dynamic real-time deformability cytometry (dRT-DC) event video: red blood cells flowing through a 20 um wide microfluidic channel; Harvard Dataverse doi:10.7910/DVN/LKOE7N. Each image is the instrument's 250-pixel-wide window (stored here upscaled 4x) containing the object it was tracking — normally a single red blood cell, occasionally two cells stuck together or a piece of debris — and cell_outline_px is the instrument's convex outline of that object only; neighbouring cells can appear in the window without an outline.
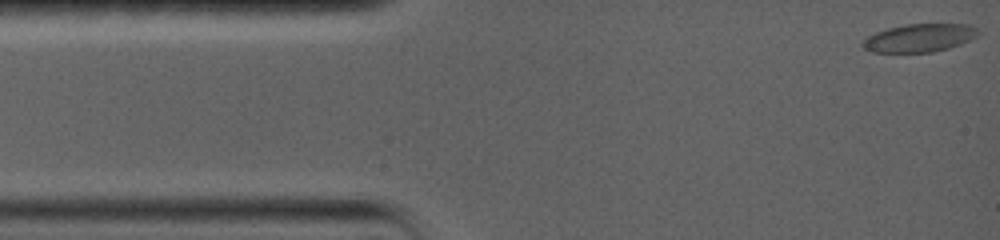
{"species": "common noctule bat (a hibernating species)", "species_latin": "Nyctalus noctula", "temperature_condition": "warm", "stored_images_in_passage": 41, "camera_frame_rate_fps": 5000, "um_per_image_px": 0.085, "animal": {"sex": "female", "body_mass_g": 19.0, "forearm_length_mm": 56.7}, "frame": {"image": 1, "passage_image": 1, "time_ms": 0.0, "image_size_px": [1000, 240], "cell_outline_px": [[980, 32], [976, 36], [960, 44], [948, 48], [932, 52], [872, 52], [864, 48], [860, 44], [868, 36], [876, 32], [888, 28], [904, 24], [972, 24]], "centroid_in_image_um": [78.15, 3.21], "position_along_channel_um": 6.9, "area_um2": 18.84}}
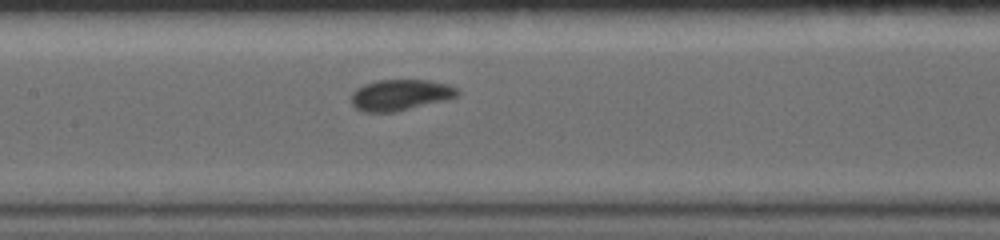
{"frame": {"image": 2, "passage_image": 19, "time_ms": 6.8, "image_size_px": [1000, 240], "cell_outline_px": [[460, 96], [396, 112], [364, 112], [356, 108], [352, 104], [352, 92], [356, 88], [364, 84], [376, 80], [428, 80], [448, 84], [456, 88], [460, 92]], "centroid_in_image_um": [34.02, 8.07], "position_along_channel_um": 173.4, "area_um2": 19.25}}
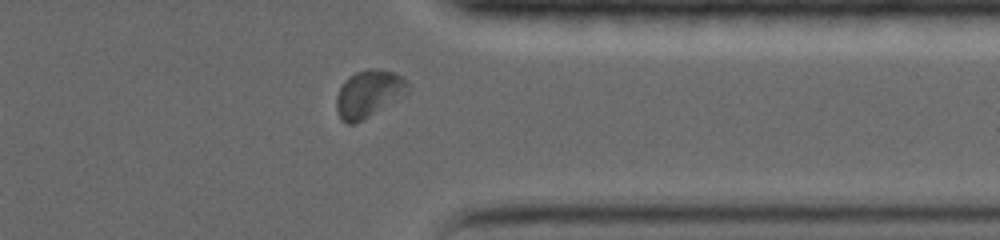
{"frame": {"image": 3, "passage_image": 35, "time_ms": 12.6, "image_size_px": [1000, 240], "cell_outline_px": [[408, 92], [356, 124], [348, 124], [340, 120], [336, 108], [336, 96], [344, 80], [348, 76], [356, 72], [368, 68], [372, 68], [396, 72], [408, 80]], "centroid_in_image_um": [31.31, 7.95], "position_along_channel_um": 380.1, "area_um2": 19.71}, "authors_computed_cell_mechanics": {"area_um2": 18.8428, "velocity_mm_per_s": 3.5935, "shape_relaxation_time_tau1_ms": 4.966, "shape_relaxation_time_tau2_ms": null, "deformation_change_tau1": 0.1704, "deformation_change_tau2": null}}